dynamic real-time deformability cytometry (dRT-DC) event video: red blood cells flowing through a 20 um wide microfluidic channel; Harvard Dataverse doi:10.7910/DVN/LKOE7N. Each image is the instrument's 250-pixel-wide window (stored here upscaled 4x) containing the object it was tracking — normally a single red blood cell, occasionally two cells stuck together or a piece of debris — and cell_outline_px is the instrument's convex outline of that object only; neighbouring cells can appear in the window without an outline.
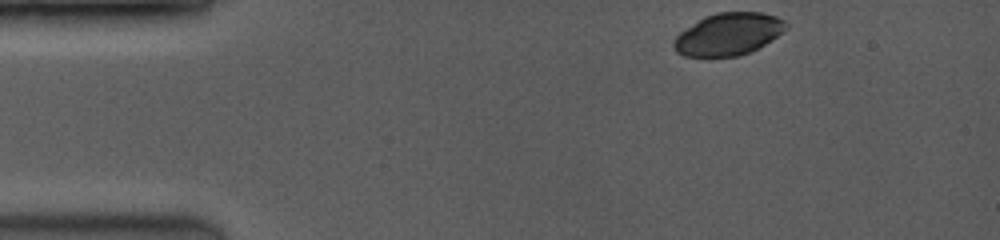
{"species": "common noctule bat (a hibernating species)", "species_latin": "Nyctalus noctula", "temperature_condition": "room temperature", "stored_images_in_passage": 11, "camera_frame_rate_fps": 3500, "um_per_image_px": 0.085, "animal": {"sex": "female", "body_mass_g": 19.0, "forearm_length_mm": 53.3}, "frame": {"image": 1, "passage_image": 1, "time_ms": 0.0, "image_size_px": [1000, 240], "cell_outline_px": [[788, 28], [784, 32], [772, 40], [752, 52], [740, 56], [684, 56], [676, 52], [672, 44], [672, 40], [680, 32], [704, 16], [716, 12], [760, 12], [776, 16], [784, 20], [788, 24]], "centroid_in_image_um": [61.93, 2.9], "position_along_channel_um": 23.1, "area_um2": 27.92}}
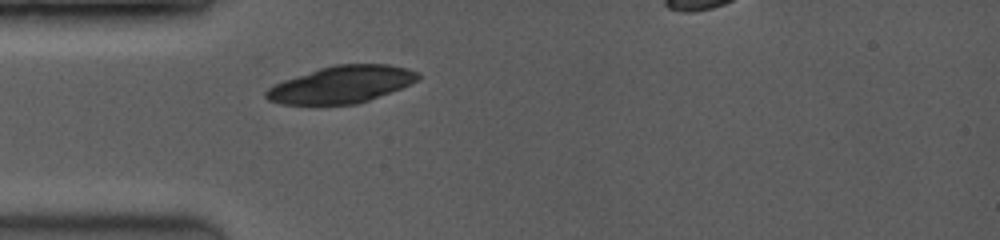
{"frame": {"image": 2, "passage_image": 10, "time_ms": 2.571, "image_size_px": [1000, 240], "cell_outline_px": [[420, 80], [412, 84], [368, 100], [356, 104], [280, 104], [268, 100], [264, 96], [264, 92], [268, 88], [284, 80], [320, 68], [336, 64], [388, 64], [408, 68], [420, 72]], "centroid_in_image_um": [29.07, 7.17], "position_along_channel_um": 55.9, "area_um2": 32.77}}